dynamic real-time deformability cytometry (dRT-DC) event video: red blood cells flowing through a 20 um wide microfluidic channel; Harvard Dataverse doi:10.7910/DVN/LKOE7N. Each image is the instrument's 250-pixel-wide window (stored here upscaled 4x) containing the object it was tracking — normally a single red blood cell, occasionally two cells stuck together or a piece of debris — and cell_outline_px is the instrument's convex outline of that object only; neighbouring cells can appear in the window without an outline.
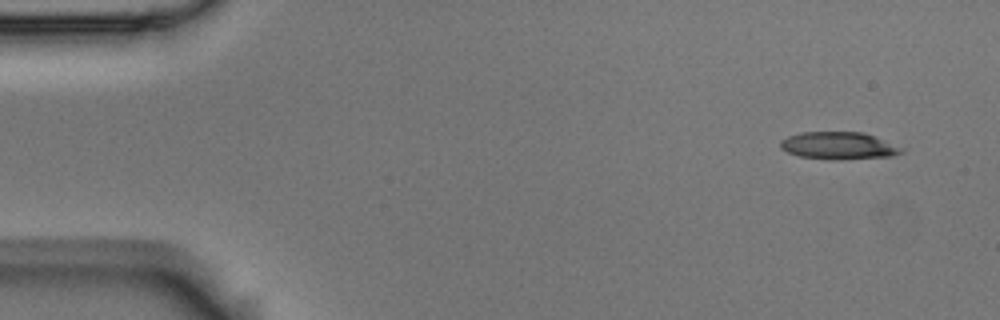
{"species": "Egyptian fruit bat (a non-hibernating species)", "species_latin": "Rousettus aegyptiacus", "temperature_condition": "room temperature", "stored_images_in_passage": 54, "camera_frame_rate_fps": 3000, "um_per_image_px": 0.085, "animal": {"sex": "male"}, "frame": {"image": 1, "passage_image": 1, "time_ms": 0.0, "image_size_px": [1000, 320], "cell_outline_px": [[904, 152], [892, 156], [832, 160], [800, 156], [788, 152], [780, 148], [780, 140], [788, 136], [804, 132], [864, 132], [904, 148]], "centroid_in_image_um": [71.29, 12.38], "position_along_channel_um": 13.7, "area_um2": 19.25}}
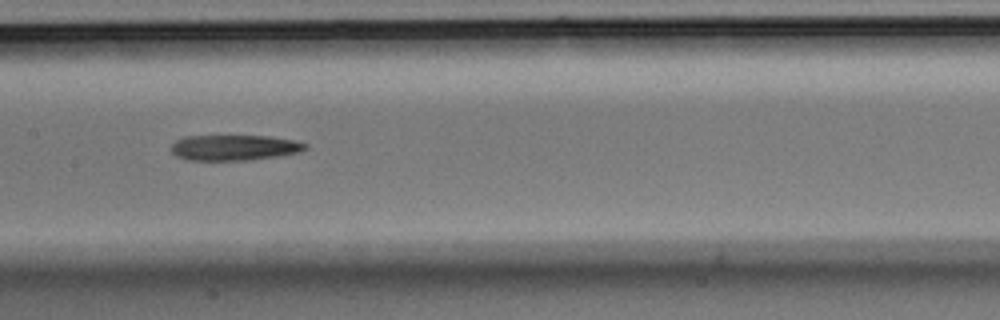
{"frame": {"image": 2, "passage_image": 25, "time_ms": 8.0, "image_size_px": [1000, 320], "cell_outline_px": [[308, 148], [300, 152], [252, 160], [188, 160], [176, 156], [172, 152], [172, 144], [176, 140], [188, 136], [268, 136], [296, 140], [308, 144]], "centroid_in_image_um": [19.95, 12.55], "position_along_channel_um": 187.5, "area_um2": 20.0}}
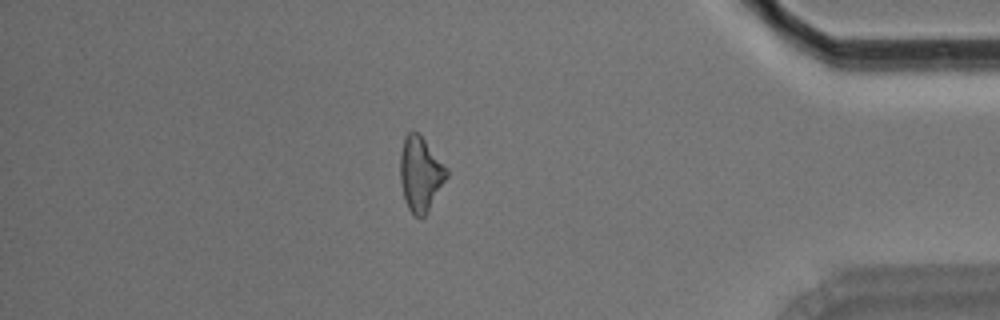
{"frame": {"image": 3, "passage_image": 46, "time_ms": 15.0, "image_size_px": [1000, 320], "cell_outline_px": [[448, 176], [428, 212], [424, 216], [416, 216], [408, 208], [404, 200], [400, 184], [400, 152], [404, 136], [412, 128], [424, 140], [448, 168]], "centroid_in_image_um": [35.72, 14.77], "position_along_channel_um": 399.5, "area_um2": 20.29}}